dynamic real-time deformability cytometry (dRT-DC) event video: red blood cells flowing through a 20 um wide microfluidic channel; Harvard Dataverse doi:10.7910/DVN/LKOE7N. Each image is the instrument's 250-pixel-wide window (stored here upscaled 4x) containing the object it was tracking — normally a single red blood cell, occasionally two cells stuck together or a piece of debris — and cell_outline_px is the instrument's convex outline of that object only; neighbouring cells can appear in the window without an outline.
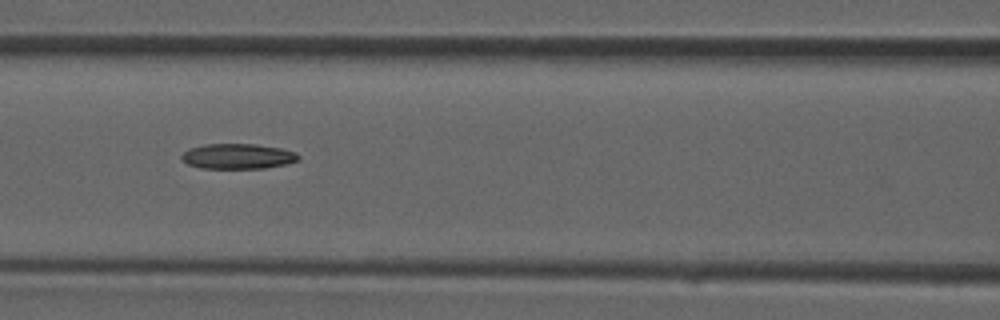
{"species": "common noctule bat (a hibernating species)", "species_latin": "Nyctalus noctula", "temperature_condition": "room temperature", "stored_images_in_passage": 26, "camera_frame_rate_fps": 3000, "um_per_image_px": 0.085, "animal": {"sex": "male", "forearm_length_mm": 52.5}, "frame": {"image": 1, "passage_image": 8, "time_ms": 2.333, "image_size_px": [1000, 320], "cell_outline_px": [[300, 160], [288, 164], [264, 168], [200, 168], [188, 164], [180, 156], [188, 148], [204, 144], [256, 144], [280, 148], [296, 152], [300, 156]], "centroid_in_image_um": [20.24, 13.28], "position_along_channel_um": 146.4, "area_um2": 17.28}}
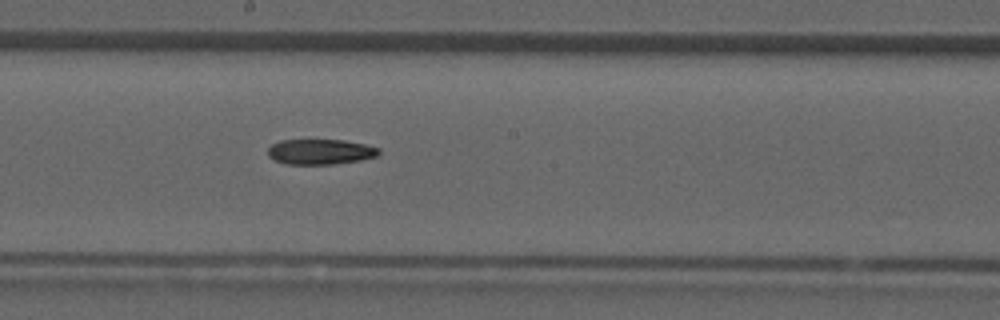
{"frame": {"image": 2, "passage_image": 12, "time_ms": 3.667, "image_size_px": [1000, 320], "cell_outline_px": [[380, 152], [376, 156], [360, 160], [332, 164], [284, 164], [272, 160], [268, 156], [268, 148], [272, 144], [280, 140], [344, 140], [364, 144], [380, 148]], "centroid_in_image_um": [27.19, 12.9], "position_along_channel_um": 221.0, "area_um2": 16.42}}
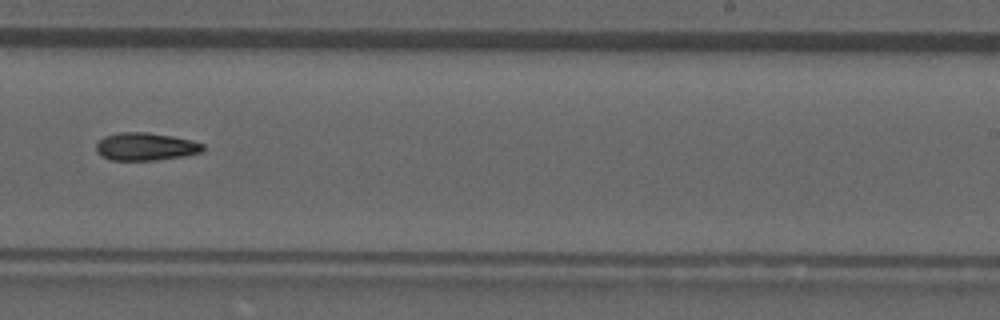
{"frame": {"image": 3, "passage_image": 15, "time_ms": 4.667, "image_size_px": [1000, 320], "cell_outline_px": [[204, 148], [200, 152], [184, 156], [156, 160], [112, 160], [100, 156], [96, 152], [96, 144], [104, 136], [120, 132], [148, 132], [172, 136], [192, 140], [204, 144]], "centroid_in_image_um": [12.36, 12.46], "position_along_channel_um": 276.6, "area_um2": 17.34}}